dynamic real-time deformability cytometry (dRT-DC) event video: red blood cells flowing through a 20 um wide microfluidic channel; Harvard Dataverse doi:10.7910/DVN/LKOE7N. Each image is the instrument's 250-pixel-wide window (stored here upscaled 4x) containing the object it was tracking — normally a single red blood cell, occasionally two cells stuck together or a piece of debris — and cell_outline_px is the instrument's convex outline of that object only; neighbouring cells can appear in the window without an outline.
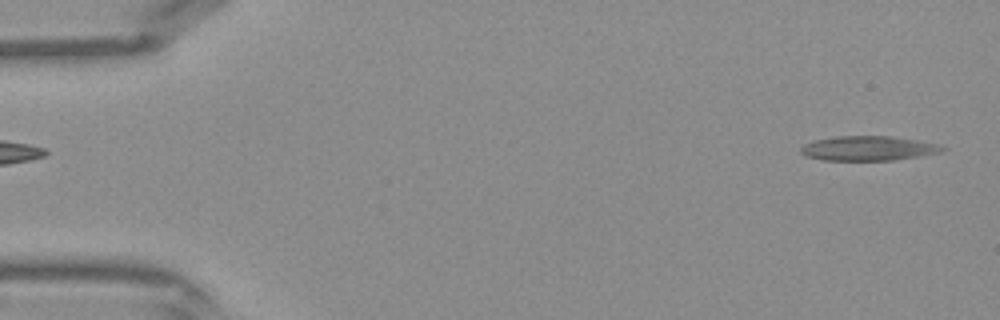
{"species": "Egyptian fruit bat (a non-hibernating species)", "species_latin": "Rousettus aegyptiacus", "temperature_condition": "warm", "stored_images_in_passage": 41, "camera_frame_rate_fps": 3000, "um_per_image_px": 0.085, "frame": {"image": 1, "passage_image": 1, "time_ms": 0.0, "image_size_px": [1000, 320], "cell_outline_px": [[948, 148], [940, 152], [892, 160], [820, 160], [804, 156], [800, 152], [800, 148], [804, 144], [816, 140], [836, 136], [892, 136], [916, 140], [936, 144]], "centroid_in_image_um": [73.74, 12.61], "position_along_channel_um": 11.3, "area_um2": 20.11}}
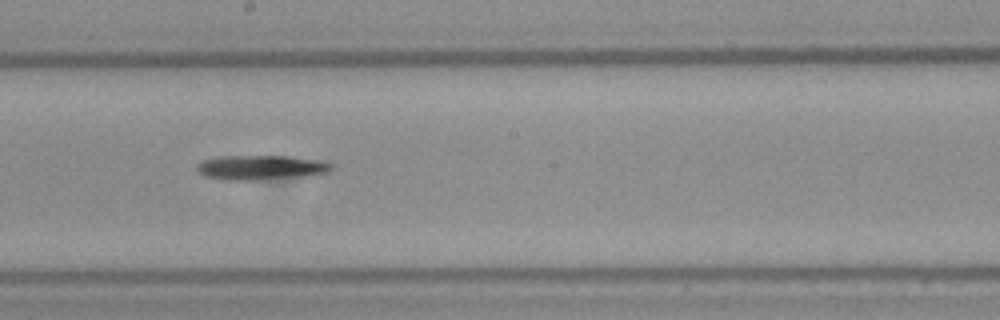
{"frame": {"image": 2, "passage_image": 22, "time_ms": 7.0, "image_size_px": [1000, 320], "cell_outline_px": [[332, 168], [328, 172], [308, 176], [256, 180], [224, 180], [204, 176], [196, 168], [196, 164], [204, 160], [224, 156], [288, 156], [316, 160], [332, 164]], "centroid_in_image_um": [22.16, 14.25], "position_along_channel_um": 226.0, "area_um2": 19.19}}
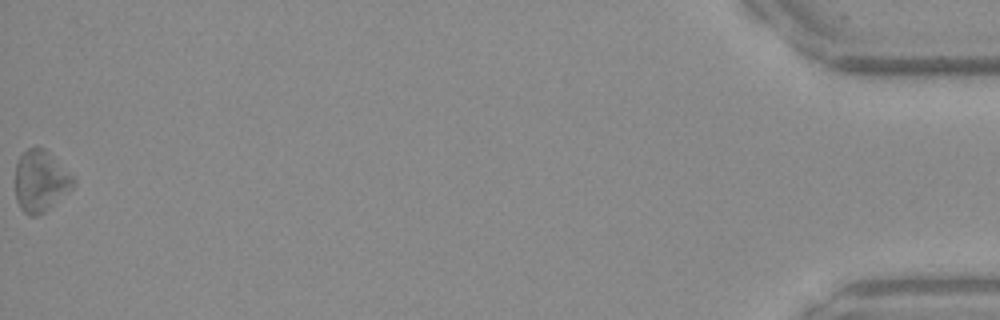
{"frame": {"image": 3, "passage_image": 41, "time_ms": 13.333, "image_size_px": [1000, 320], "cell_outline_px": [[76, 184], [72, 188], [44, 212], [36, 216], [28, 216], [20, 208], [16, 200], [16, 164], [20, 156], [28, 148], [44, 148], [76, 180]], "centroid_in_image_um": [3.43, 15.41], "position_along_channel_um": 431.8, "area_um2": 20.4}}